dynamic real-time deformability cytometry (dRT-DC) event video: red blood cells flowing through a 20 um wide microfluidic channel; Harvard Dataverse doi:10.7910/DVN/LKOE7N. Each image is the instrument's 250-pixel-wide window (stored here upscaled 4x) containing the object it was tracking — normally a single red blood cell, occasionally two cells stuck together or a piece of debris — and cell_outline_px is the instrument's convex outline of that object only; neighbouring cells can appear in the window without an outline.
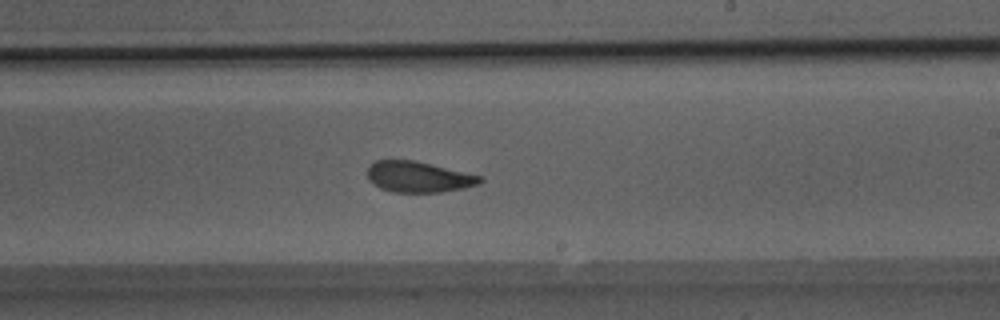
{"species": "Egyptian fruit bat (a non-hibernating species)", "species_latin": "Rousettus aegyptiacus", "temperature_condition": "room temperature", "stored_images_in_passage": 50, "camera_frame_rate_fps": 3000, "um_per_image_px": 0.085, "animal": {"sex": "male"}, "frame": {"image": 1, "passage_image": 29, "time_ms": 9.333, "image_size_px": [1000, 320], "cell_outline_px": [[484, 180], [480, 184], [464, 188], [440, 192], [392, 192], [380, 188], [368, 180], [368, 168], [376, 160], [412, 160], [484, 176]], "centroid_in_image_um": [35.61, 15.04], "position_along_channel_um": 253.4, "area_um2": 20.23}}
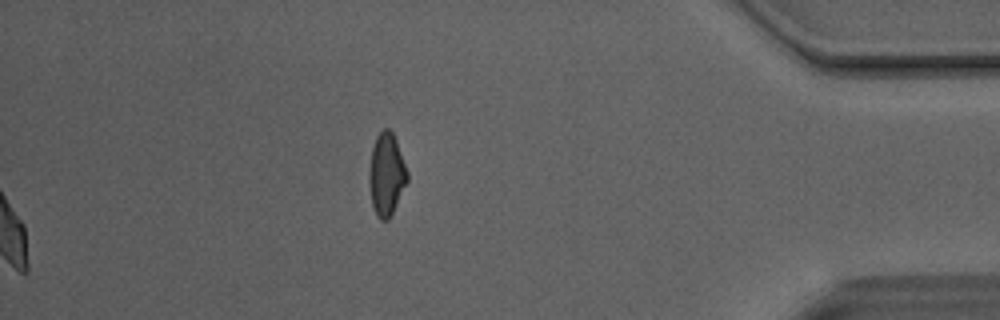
{"frame": {"image": 2, "passage_image": 50, "time_ms": 16.333, "image_size_px": [1000, 320], "cell_outline_px": [[408, 180], [388, 220], [380, 220], [376, 216], [372, 208], [368, 180], [368, 172], [372, 148], [376, 136], [384, 128], [388, 128], [392, 132], [396, 140], [408, 172]], "centroid_in_image_um": [32.82, 14.83], "position_along_channel_um": 402.4, "area_um2": 18.38}, "authors_computed_cell_mechanics": {"area_um2": 21.386, "velocity_mm_per_s": 4.1119, "shape_relaxation_time_tau1_ms": 6.7965, "shape_relaxation_time_tau2_ms": 1.7792, "deformation_change_tau1": 0.1712, "deformation_change_tau2": 0.0825}}